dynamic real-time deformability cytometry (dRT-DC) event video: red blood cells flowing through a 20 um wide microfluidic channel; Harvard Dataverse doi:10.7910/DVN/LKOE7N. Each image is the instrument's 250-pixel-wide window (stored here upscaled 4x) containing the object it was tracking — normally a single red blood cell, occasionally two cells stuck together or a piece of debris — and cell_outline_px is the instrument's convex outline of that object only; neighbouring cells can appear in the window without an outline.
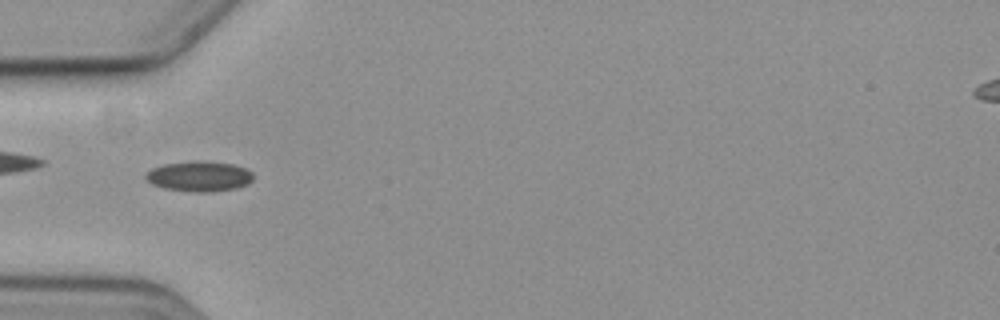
{"species": "common noctule bat (a hibernating species)", "species_latin": "Nyctalus noctula", "temperature_condition": "cold", "stored_images_in_passage": 6, "camera_frame_rate_fps": 3000, "um_per_image_px": 0.085, "animal": {"sex": "female", "body_mass_g": 19.3, "forearm_length_mm": 54.1}, "frame": {"image": 1, "passage_image": 5, "time_ms": 4.667, "image_size_px": [1000, 320], "cell_outline_px": [[252, 180], [248, 184], [236, 188], [208, 192], [196, 192], [164, 188], [152, 184], [144, 176], [152, 168], [164, 164], [196, 160], [232, 164], [248, 168], [252, 172]], "centroid_in_image_um": [16.95, 14.98], "position_along_channel_um": 68.0, "area_um2": 18.9}}
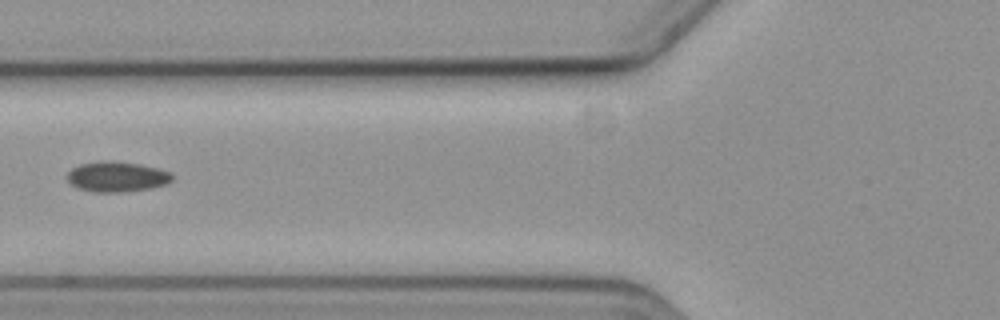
{"frame": {"image": 2, "passage_image": 6, "time_ms": 6.0, "image_size_px": [1000, 320], "cell_outline_px": [[172, 180], [168, 184], [152, 188], [120, 192], [96, 192], [80, 188], [72, 184], [68, 180], [68, 172], [72, 168], [80, 164], [100, 160], [140, 164], [172, 172]], "centroid_in_image_um": [9.97, 15.02], "position_along_channel_um": 115.8, "area_um2": 18.38}}